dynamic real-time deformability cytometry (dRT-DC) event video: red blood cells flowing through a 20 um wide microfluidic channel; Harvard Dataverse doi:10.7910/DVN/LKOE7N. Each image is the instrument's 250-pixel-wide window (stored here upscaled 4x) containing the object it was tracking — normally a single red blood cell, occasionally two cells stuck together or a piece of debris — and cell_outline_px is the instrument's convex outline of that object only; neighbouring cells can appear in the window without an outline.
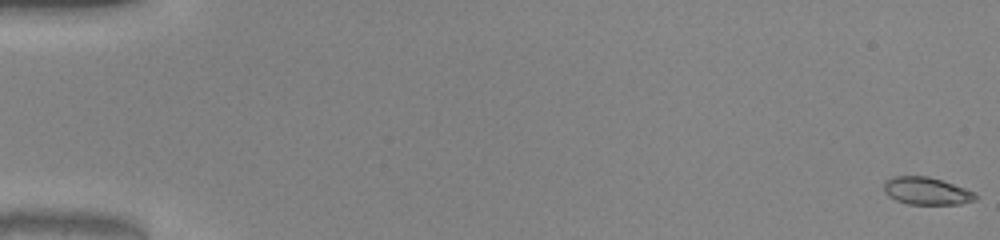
{"species": "common noctule bat (a hibernating species)", "species_latin": "Nyctalus noctula", "temperature_condition": "warm", "stored_images_in_passage": 52, "camera_frame_rate_fps": 3000, "um_per_image_px": 0.085, "animal": {"sex": "male", "body_mass_g": 20.0, "forearm_length_mm": 53.3}, "frame": {"image": 1, "passage_image": 1, "time_ms": 0.0, "image_size_px": [1000, 240], "cell_outline_px": [[976, 200], [960, 204], [908, 204], [896, 200], [888, 196], [884, 192], [884, 180], [892, 176], [928, 176], [976, 192]], "centroid_in_image_um": [78.72, 16.23], "position_along_channel_um": 6.3, "area_um2": 14.68}}
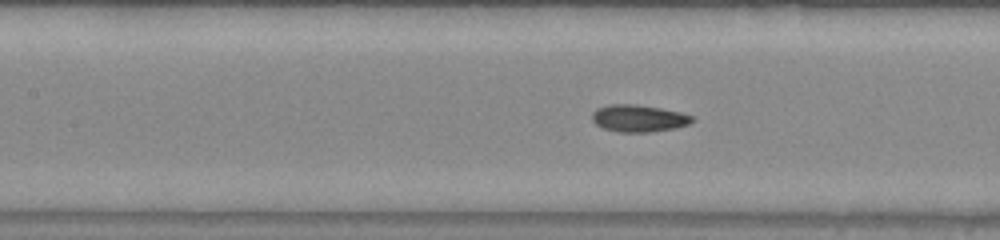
{"frame": {"image": 2, "passage_image": 25, "time_ms": 8.0, "image_size_px": [1000, 240], "cell_outline_px": [[696, 120], [688, 124], [676, 128], [648, 132], [616, 132], [604, 128], [596, 124], [592, 120], [592, 112], [596, 108], [608, 104], [632, 104], [660, 108], [680, 112], [692, 116]], "centroid_in_image_um": [54.27, 10.06], "position_along_channel_um": 153.1, "area_um2": 15.84}}
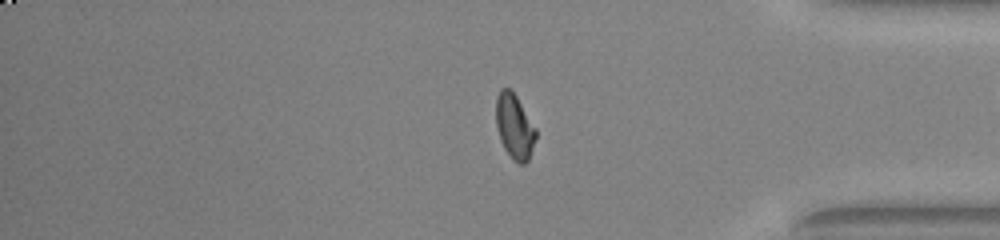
{"frame": {"image": 3, "passage_image": 44, "time_ms": 14.333, "image_size_px": [1000, 240], "cell_outline_px": [[536, 140], [528, 160], [524, 164], [520, 164], [512, 160], [504, 148], [500, 140], [496, 128], [496, 96], [500, 88], [508, 88], [516, 96], [536, 128]], "centroid_in_image_um": [43.72, 10.77], "position_along_channel_um": 391.5, "area_um2": 15.14}, "authors_computed_cell_mechanics": {"area_um2": 15.1725, "velocity_mm_per_s": 4.075, "shape_relaxation_time_tau1_ms": 3.8193, "shape_relaxation_time_tau2_ms": 0.8478, "deformation_change_tau1": 0.1416, "deformation_change_tau2": 0.047}}